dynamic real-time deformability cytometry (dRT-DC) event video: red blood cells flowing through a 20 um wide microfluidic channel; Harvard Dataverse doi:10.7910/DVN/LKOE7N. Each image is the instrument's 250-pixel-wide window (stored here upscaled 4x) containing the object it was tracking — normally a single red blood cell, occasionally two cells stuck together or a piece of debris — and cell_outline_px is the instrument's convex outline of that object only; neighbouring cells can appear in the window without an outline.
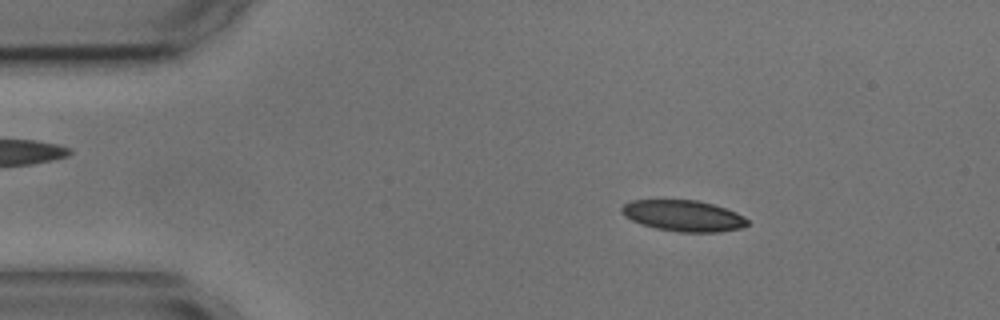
{"species": "common noctule bat (a hibernating species)", "species_latin": "Nyctalus noctula", "temperature_condition": "cold", "stored_images_in_passage": 2, "camera_frame_rate_fps": 3000, "um_per_image_px": 0.085, "animal": {"sex": "male", "body_mass_g": 17.9, "forearm_length_mm": 54.2}, "frame": {"image": 1, "passage_image": 2, "time_ms": 1.333, "image_size_px": [1000, 320], "cell_outline_px": [[748, 224], [740, 228], [720, 232], [680, 232], [656, 228], [640, 224], [624, 216], [620, 212], [620, 208], [624, 204], [632, 200], [700, 200], [736, 212], [744, 216], [748, 220]], "centroid_in_image_um": [58.07, 18.34], "position_along_channel_um": 26.9, "area_um2": 22.83}}